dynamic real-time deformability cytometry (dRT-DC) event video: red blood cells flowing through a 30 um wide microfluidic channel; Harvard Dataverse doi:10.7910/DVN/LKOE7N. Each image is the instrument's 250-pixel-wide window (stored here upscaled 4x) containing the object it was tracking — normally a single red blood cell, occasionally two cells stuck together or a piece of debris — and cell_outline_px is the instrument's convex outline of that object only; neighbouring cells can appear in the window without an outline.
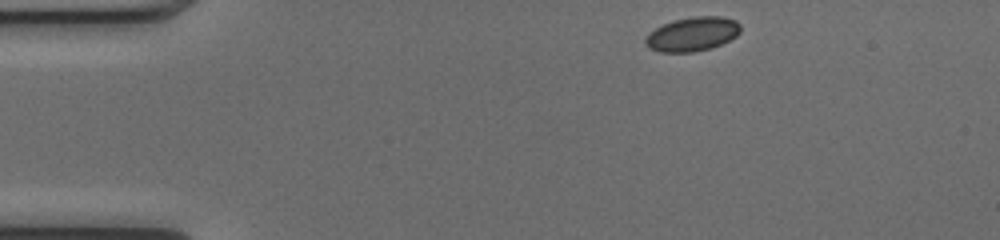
{"species": "common noctule bat (a hibernating species)", "species_latin": "Nyctalus noctula", "temperature_condition": "cold", "stored_images_in_passage": 44, "camera_frame_rate_fps": 3000, "um_per_image_px": 0.085, "animal": {"sex": "female", "body_mass_g": 17.0, "forearm_length_mm": 48.0}, "frame": {"image": 1, "passage_image": 1, "time_ms": 0.0, "image_size_px": [1000, 240], "cell_outline_px": [[740, 32], [736, 36], [712, 48], [692, 52], [660, 52], [648, 48], [644, 44], [644, 40], [648, 32], [672, 20], [692, 16], [720, 16], [736, 20], [740, 24]], "centroid_in_image_um": [58.82, 2.89], "position_along_channel_um": 26.2, "area_um2": 19.07}}
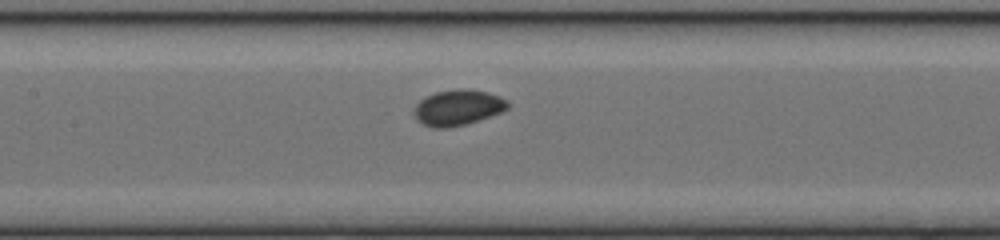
{"frame": {"image": 2, "passage_image": 17, "time_ms": 5.333, "image_size_px": [1000, 240], "cell_outline_px": [[508, 108], [500, 112], [464, 124], [444, 128], [432, 128], [416, 120], [416, 104], [420, 100], [436, 92], [460, 88], [464, 88], [488, 92], [500, 96], [508, 100]], "centroid_in_image_um": [38.93, 9.13], "position_along_channel_um": 168.5, "area_um2": 19.07}}
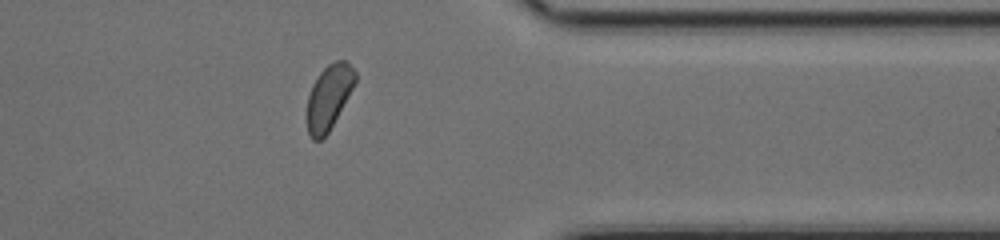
{"frame": {"image": 3, "passage_image": 34, "time_ms": 11.0, "image_size_px": [1000, 240], "cell_outline_px": [[356, 80], [352, 88], [328, 132], [320, 140], [312, 140], [308, 132], [308, 96], [312, 84], [320, 72], [328, 64], [336, 60], [344, 60], [356, 72]], "centroid_in_image_um": [27.94, 8.23], "position_along_channel_um": 383.5, "area_um2": 17.57}, "authors_computed_cell_mechanics": {"area_um2": 18.4671, "velocity_mm_per_s": 4.0135, "shape_relaxation_time_tau1_ms": 2.0907, "shape_relaxation_time_tau2_ms": null, "deformation_change_tau1": 0.044, "deformation_change_tau2": null}}